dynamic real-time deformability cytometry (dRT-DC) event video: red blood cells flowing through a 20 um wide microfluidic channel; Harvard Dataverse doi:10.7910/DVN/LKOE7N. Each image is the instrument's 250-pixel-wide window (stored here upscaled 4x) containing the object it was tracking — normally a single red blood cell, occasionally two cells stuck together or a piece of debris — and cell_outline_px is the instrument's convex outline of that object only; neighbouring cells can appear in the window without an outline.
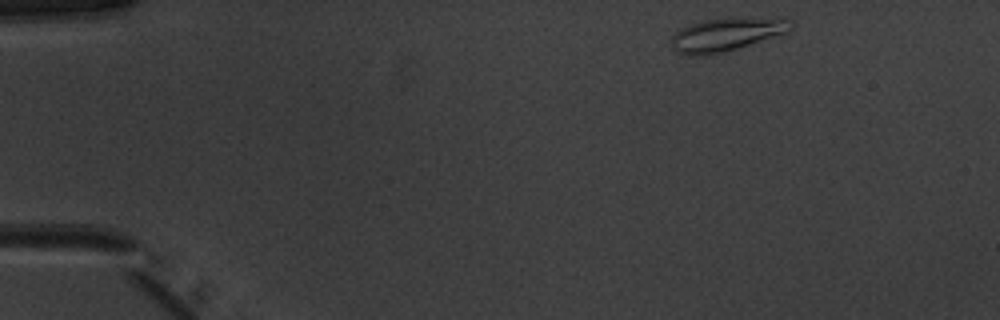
{"species": "common noctule bat (a hibernating species)", "species_latin": "Nyctalus noctula", "temperature_condition": "warm", "stored_images_in_passage": 45, "camera_frame_rate_fps": 3000, "um_per_image_px": 0.085, "animal": {"sex": "male", "body_mass_g": 20.1, "forearm_length_mm": 53.5}, "frame": {"image": 1, "passage_image": 1, "time_ms": 0.0, "image_size_px": [1000, 320], "cell_outline_px": [[796, 24], [788, 32], [724, 52], [704, 56], [688, 56], [676, 52], [672, 44], [672, 36], [680, 28], [688, 24], [704, 20], [724, 16], [732, 16], [792, 20]], "centroid_in_image_um": [61.72, 2.91], "position_along_channel_um": 23.3, "area_um2": 23.52}}
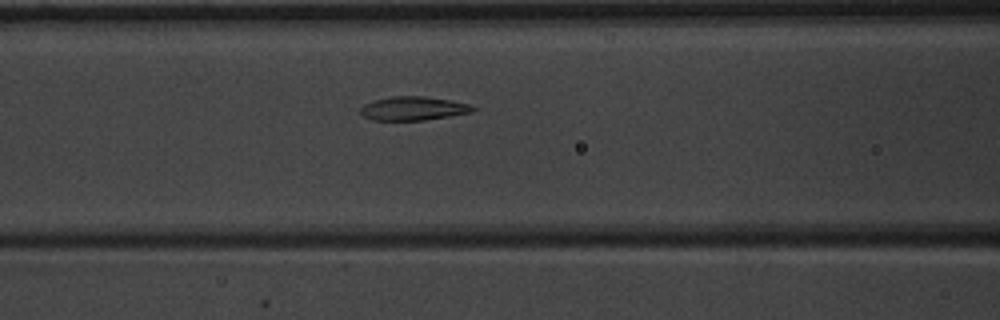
{"frame": {"image": 2, "passage_image": 16, "time_ms": 5.0, "image_size_px": [1000, 320], "cell_outline_px": [[476, 108], [472, 112], [424, 120], [372, 120], [364, 116], [360, 112], [360, 108], [364, 104], [376, 100], [392, 96], [424, 96], [452, 100], [468, 104]], "centroid_in_image_um": [35.12, 9.21], "position_along_channel_um": 131.5, "area_um2": 15.43}}
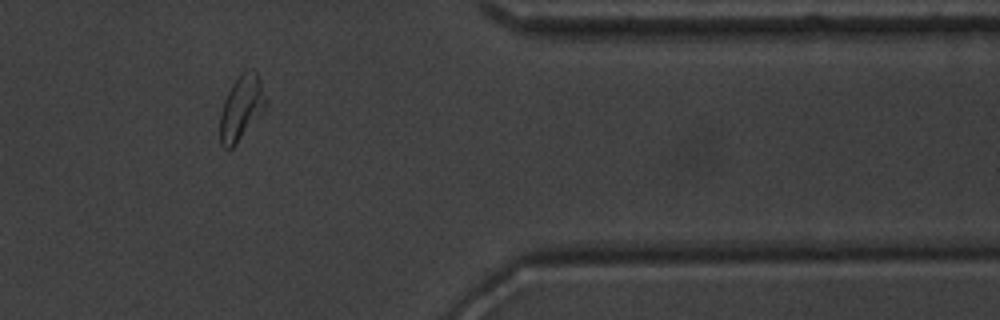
{"frame": {"image": 3, "passage_image": 37, "time_ms": 12.0, "image_size_px": [1000, 320], "cell_outline_px": [[268, 104], [236, 144], [228, 152], [220, 144], [220, 112], [224, 100], [232, 84], [248, 68], [252, 68], [256, 72], [260, 80], [268, 100]], "centroid_in_image_um": [20.51, 9.18], "position_along_channel_um": 390.9, "area_um2": 17.22}, "authors_computed_cell_mechanics": {"area_um2": 16.5308, "velocity_mm_per_s": 3.9522, "shape_relaxation_time_tau1_ms": 4.8457, "shape_relaxation_time_tau2_ms": 1.1034, "deformation_change_tau1": 0.1816, "deformation_change_tau2": 0.0757}}